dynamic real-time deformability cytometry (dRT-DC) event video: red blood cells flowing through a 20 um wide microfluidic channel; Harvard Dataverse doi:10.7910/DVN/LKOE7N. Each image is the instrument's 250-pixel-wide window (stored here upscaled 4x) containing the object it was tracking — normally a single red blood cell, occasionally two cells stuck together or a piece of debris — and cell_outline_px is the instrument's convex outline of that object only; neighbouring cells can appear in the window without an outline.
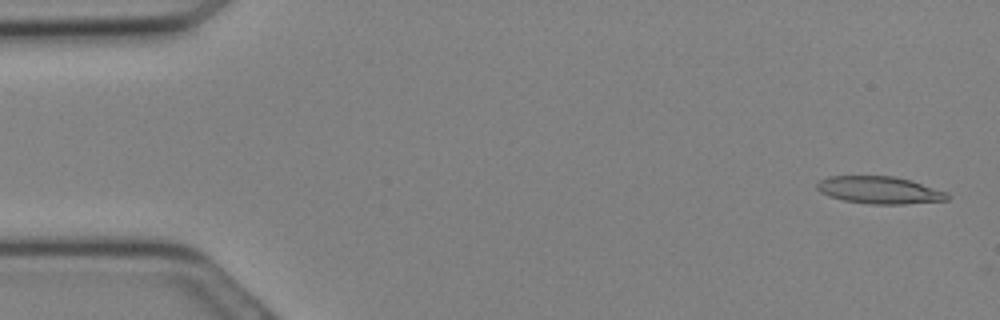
{"species": "Egyptian fruit bat (a non-hibernating species)", "species_latin": "Rousettus aegyptiacus", "temperature_condition": "cold", "stored_images_in_passage": 16, "camera_frame_rate_fps": 3000, "um_per_image_px": 0.085, "animal": {"sex": "female"}, "frame": {"image": 1, "passage_image": 1, "time_ms": 0.0, "image_size_px": [1000, 320], "cell_outline_px": [[948, 200], [904, 204], [872, 204], [844, 200], [828, 196], [820, 192], [816, 188], [816, 184], [820, 180], [828, 176], [892, 176], [912, 180], [948, 192]], "centroid_in_image_um": [74.76, 16.15], "position_along_channel_um": 10.2, "area_um2": 20.81}}
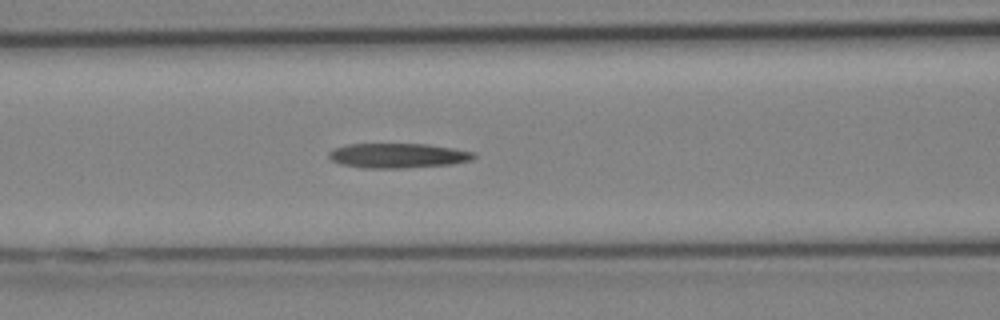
{"frame": {"image": 2, "passage_image": 12, "time_ms": 3.667, "image_size_px": [1000, 320], "cell_outline_px": [[476, 156], [472, 160], [452, 164], [404, 168], [364, 168], [340, 164], [332, 160], [328, 156], [328, 152], [332, 148], [348, 144], [428, 144], [476, 152]], "centroid_in_image_um": [33.82, 13.22], "position_along_channel_um": 132.8, "area_um2": 21.04}}
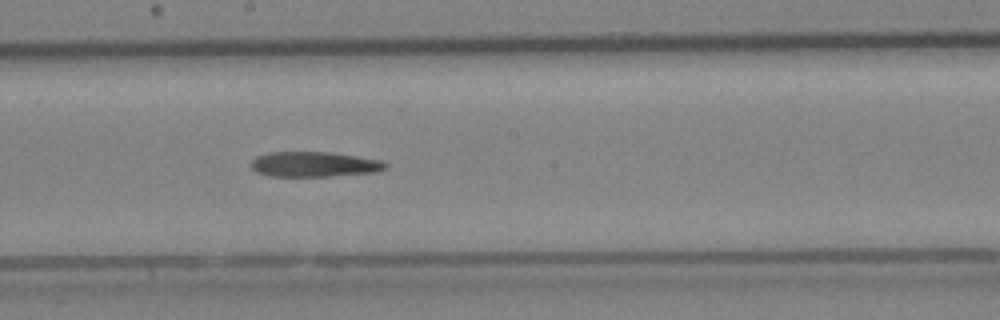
{"frame": {"image": 3, "passage_image": 16, "time_ms": 5.0, "image_size_px": [1000, 320], "cell_outline_px": [[388, 168], [376, 172], [328, 176], [268, 176], [256, 172], [248, 164], [256, 156], [268, 152], [328, 152], [384, 160], [388, 164]], "centroid_in_image_um": [26.7, 13.96], "position_along_channel_um": 221.5, "area_um2": 19.88}}